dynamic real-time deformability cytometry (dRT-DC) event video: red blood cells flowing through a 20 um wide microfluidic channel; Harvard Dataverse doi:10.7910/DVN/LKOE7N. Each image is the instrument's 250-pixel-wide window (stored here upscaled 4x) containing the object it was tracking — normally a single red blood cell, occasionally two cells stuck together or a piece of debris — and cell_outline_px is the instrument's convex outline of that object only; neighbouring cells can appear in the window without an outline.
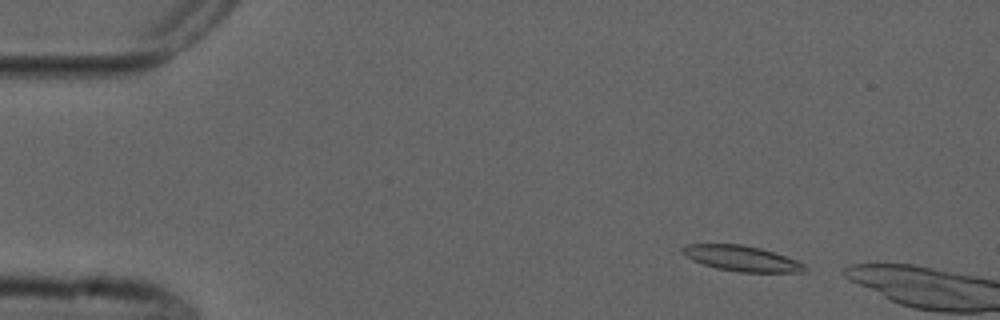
{"species": "common noctule bat (a hibernating species)", "species_latin": "Nyctalus noctula", "temperature_condition": "cold", "stored_images_in_passage": 6, "camera_frame_rate_fps": 3000, "um_per_image_px": 0.085, "animal": {"sex": "male", "forearm_length_mm": 52.5}, "frame": {"image": 1, "passage_image": 2, "time_ms": 1.0, "image_size_px": [1000, 320], "cell_outline_px": [[808, 268], [804, 272], [740, 272], [716, 268], [692, 260], [680, 252], [680, 248], [684, 244], [740, 244], [760, 248], [776, 252], [796, 260], [804, 264]], "centroid_in_image_um": [63.02, 21.96], "position_along_channel_um": 22.0, "area_um2": 18.26}}